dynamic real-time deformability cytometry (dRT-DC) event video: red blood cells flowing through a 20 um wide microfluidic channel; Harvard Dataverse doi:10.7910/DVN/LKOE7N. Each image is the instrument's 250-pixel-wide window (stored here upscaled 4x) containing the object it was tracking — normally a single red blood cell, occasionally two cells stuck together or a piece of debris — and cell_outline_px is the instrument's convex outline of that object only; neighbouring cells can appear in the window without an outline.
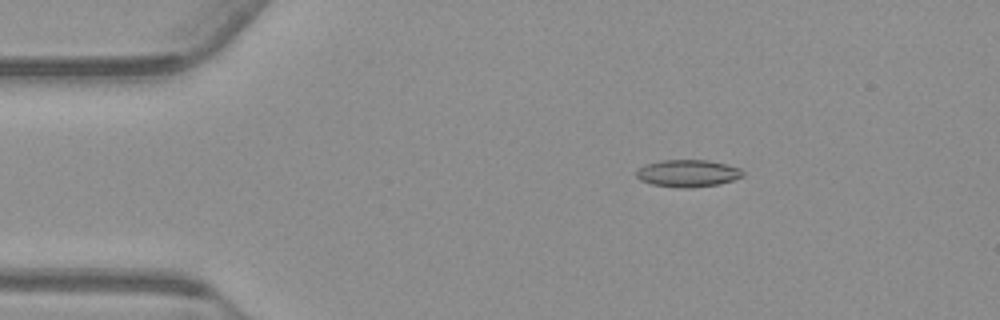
{"species": "common noctule bat (a hibernating species)", "species_latin": "Nyctalus noctula", "temperature_condition": "warm", "stored_images_in_passage": 54, "camera_frame_rate_fps": 3000, "um_per_image_px": 0.085, "animal": {"sex": "male", "body_mass_g": 23.1, "forearm_length_mm": 52.7}, "frame": {"image": 1, "passage_image": 9, "time_ms": 2.667, "image_size_px": [1000, 320], "cell_outline_px": [[744, 176], [720, 184], [692, 188], [680, 188], [652, 184], [640, 180], [636, 176], [636, 172], [644, 164], [660, 160], [708, 160], [740, 168], [744, 172]], "centroid_in_image_um": [58.46, 14.73], "position_along_channel_um": 26.5, "area_um2": 16.94}}
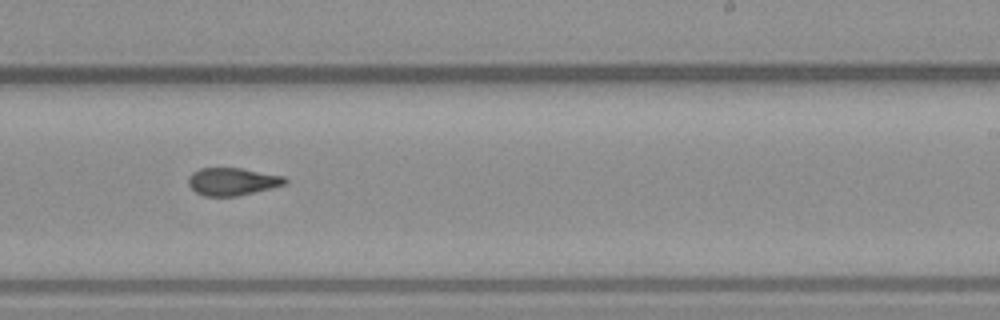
{"frame": {"image": 2, "passage_image": 33, "time_ms": 10.667, "image_size_px": [1000, 320], "cell_outline_px": [[288, 184], [236, 196], [204, 196], [196, 192], [188, 184], [188, 176], [192, 172], [200, 168], [240, 168], [284, 176], [288, 180]], "centroid_in_image_um": [19.75, 15.43], "position_along_channel_um": 269.3, "area_um2": 15.55}}
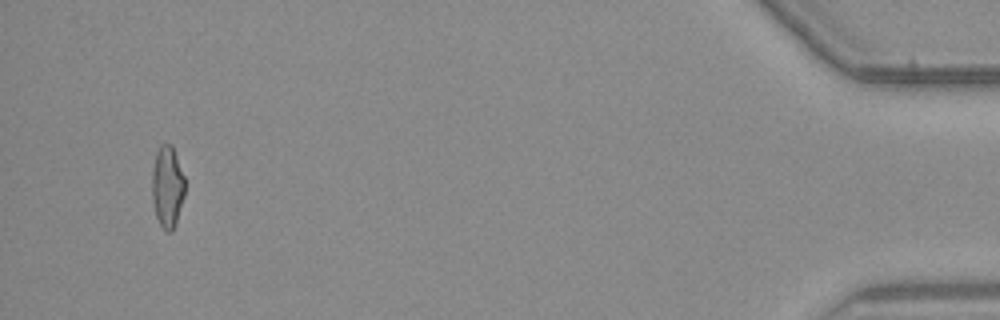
{"frame": {"image": 3, "passage_image": 52, "time_ms": 17.0, "image_size_px": [1000, 320], "cell_outline_px": [[184, 196], [176, 224], [172, 232], [164, 232], [156, 216], [152, 200], [152, 168], [156, 152], [160, 144], [172, 144], [184, 176]], "centroid_in_image_um": [14.22, 15.89], "position_along_channel_um": 421.0, "area_um2": 15.84}, "authors_computed_cell_mechanics": {"area_um2": 16.0684, "velocity_mm_per_s": 3.7675, "shape_relaxation_time_tau1_ms": null, "shape_relaxation_time_tau2_ms": 2.3949, "deformation_change_tau1": null, "deformation_change_tau2": 0.0924}}